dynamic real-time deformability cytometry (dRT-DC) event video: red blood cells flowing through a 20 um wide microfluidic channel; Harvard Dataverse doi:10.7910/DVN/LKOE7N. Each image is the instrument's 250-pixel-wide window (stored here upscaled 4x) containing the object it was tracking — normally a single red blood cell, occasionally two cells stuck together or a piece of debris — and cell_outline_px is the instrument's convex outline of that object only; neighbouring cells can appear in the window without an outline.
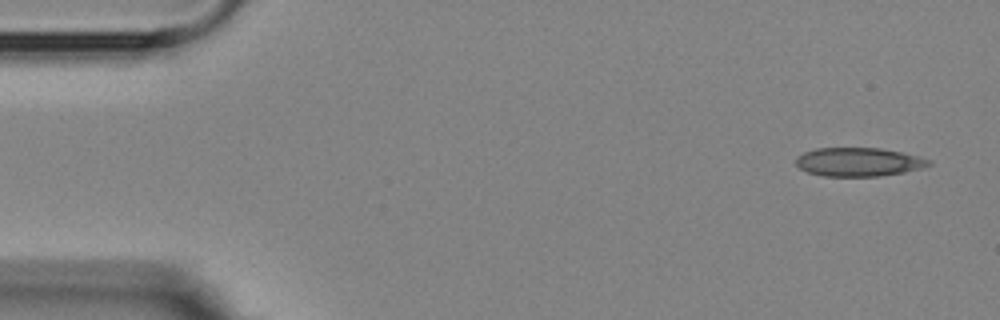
{"species": "Egyptian fruit bat (a non-hibernating species)", "species_latin": "Rousettus aegyptiacus", "temperature_condition": "room temperature", "stored_images_in_passage": 2, "camera_frame_rate_fps": 3000, "um_per_image_px": 0.085, "animal": {"sex": "female"}, "frame": {"image": 1, "passage_image": 1, "time_ms": 0.0, "image_size_px": [1000, 320], "cell_outline_px": [[932, 164], [920, 168], [904, 172], [880, 176], [824, 176], [808, 172], [800, 168], [796, 164], [796, 156], [804, 152], [816, 148], [880, 148], [920, 156], [932, 160]], "centroid_in_image_um": [72.99, 13.76], "position_along_channel_um": 12.0, "area_um2": 22.2}}